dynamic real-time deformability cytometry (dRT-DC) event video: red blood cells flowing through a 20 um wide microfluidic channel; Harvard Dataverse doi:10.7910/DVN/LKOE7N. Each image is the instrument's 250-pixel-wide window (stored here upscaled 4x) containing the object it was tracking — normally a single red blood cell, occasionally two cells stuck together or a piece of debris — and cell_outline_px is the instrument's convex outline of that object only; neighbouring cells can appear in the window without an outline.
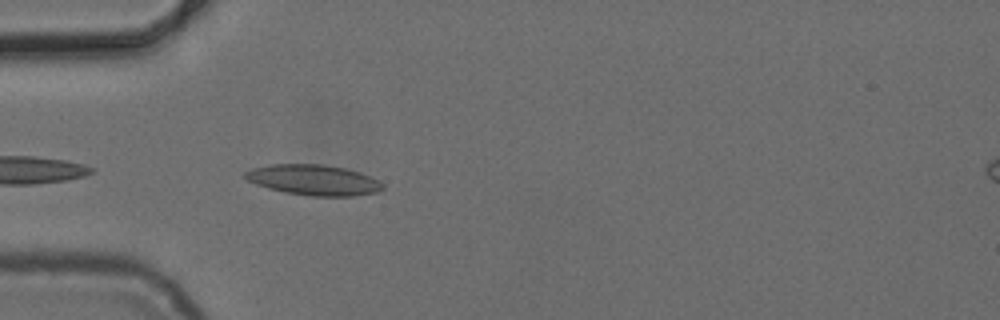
{"species": "common noctule bat (a hibernating species)", "species_latin": "Nyctalus noctula", "temperature_condition": "cold", "stored_images_in_passage": 3, "camera_frame_rate_fps": 3000, "um_per_image_px": 0.085, "animal": {"sex": "female", "body_mass_g": 24.6, "forearm_length_mm": 56.2}, "frame": {"image": 1, "passage_image": 3, "time_ms": 3.333, "image_size_px": [1000, 320], "cell_outline_px": [[384, 188], [380, 192], [352, 196], [312, 196], [284, 192], [268, 188], [256, 184], [248, 180], [244, 176], [244, 172], [252, 168], [272, 164], [324, 164], [344, 168], [360, 172], [384, 184]], "centroid_in_image_um": [26.66, 15.3], "position_along_channel_um": 58.3, "area_um2": 24.45}}